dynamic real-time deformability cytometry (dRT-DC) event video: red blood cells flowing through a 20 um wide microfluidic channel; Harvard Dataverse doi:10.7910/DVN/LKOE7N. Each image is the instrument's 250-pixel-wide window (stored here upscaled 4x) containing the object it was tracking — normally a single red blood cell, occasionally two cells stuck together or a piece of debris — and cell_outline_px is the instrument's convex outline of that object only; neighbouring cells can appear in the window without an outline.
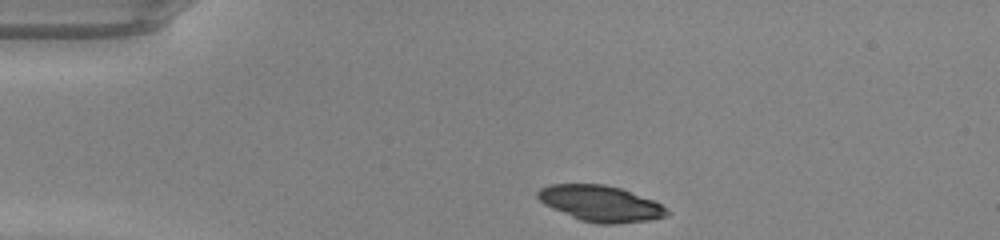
{"species": "common noctule bat (a hibernating species)", "species_latin": "Nyctalus noctula", "temperature_condition": "warm", "stored_images_in_passage": 39, "camera_frame_rate_fps": 3000, "um_per_image_px": 0.085, "animal": {"sex": "male", "body_mass_g": 20.0, "forearm_length_mm": 53.3}, "frame": {"image": 1, "passage_image": 1, "time_ms": 0.0, "image_size_px": [1000, 240], "cell_outline_px": [[668, 216], [648, 220], [616, 224], [596, 224], [580, 220], [552, 208], [544, 204], [536, 196], [536, 192], [540, 188], [548, 184], [604, 184], [620, 188], [652, 200], [660, 204], [668, 212]], "centroid_in_image_um": [51.0, 17.3], "position_along_channel_um": 34.0, "area_um2": 26.88}}
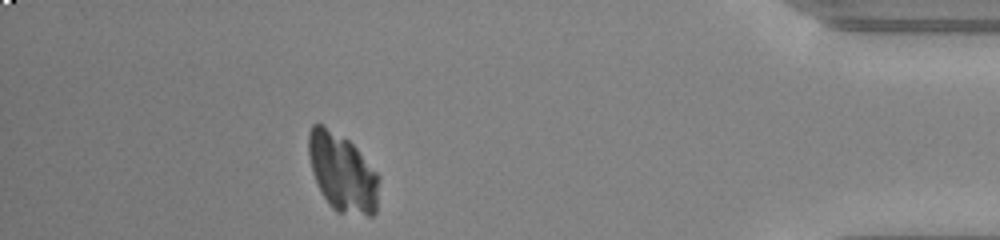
{"frame": {"image": 2, "passage_image": 34, "time_ms": 11.0, "image_size_px": [1000, 240], "cell_outline_px": [[380, 180], [376, 212], [372, 216], [368, 216], [336, 212], [328, 204], [312, 172], [308, 156], [308, 132], [312, 124], [320, 124], [348, 140], [356, 148], [380, 176]], "centroid_in_image_um": [29.11, 14.7], "position_along_channel_um": 406.1, "area_um2": 32.08}}